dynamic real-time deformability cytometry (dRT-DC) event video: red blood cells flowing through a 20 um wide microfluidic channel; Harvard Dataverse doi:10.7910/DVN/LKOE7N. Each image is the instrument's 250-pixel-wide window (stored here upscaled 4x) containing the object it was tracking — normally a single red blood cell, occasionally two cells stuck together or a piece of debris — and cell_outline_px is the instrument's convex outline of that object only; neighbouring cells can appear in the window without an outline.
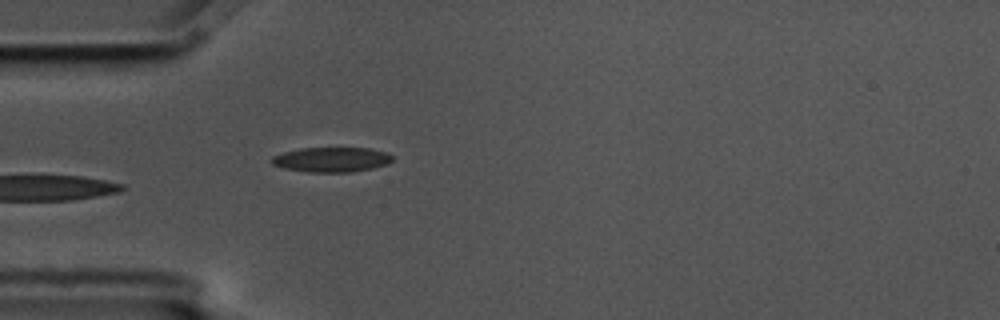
{"species": "common noctule bat (a hibernating species)", "species_latin": "Nyctalus noctula", "temperature_condition": "cold", "stored_images_in_passage": 4, "camera_frame_rate_fps": 3000, "um_per_image_px": 0.085, "animal": {"sex": "male", "body_mass_g": 17.5, "forearm_length_mm": 52.3}, "frame": {"image": 1, "passage_image": 4, "time_ms": 1.0, "image_size_px": [1000, 320], "cell_outline_px": [[392, 160], [388, 164], [372, 168], [352, 172], [308, 172], [284, 168], [272, 164], [268, 160], [272, 156], [284, 152], [300, 148], [368, 148], [388, 152], [392, 156]], "centroid_in_image_um": [28.17, 13.56], "position_along_channel_um": 56.8, "area_um2": 17.57}}